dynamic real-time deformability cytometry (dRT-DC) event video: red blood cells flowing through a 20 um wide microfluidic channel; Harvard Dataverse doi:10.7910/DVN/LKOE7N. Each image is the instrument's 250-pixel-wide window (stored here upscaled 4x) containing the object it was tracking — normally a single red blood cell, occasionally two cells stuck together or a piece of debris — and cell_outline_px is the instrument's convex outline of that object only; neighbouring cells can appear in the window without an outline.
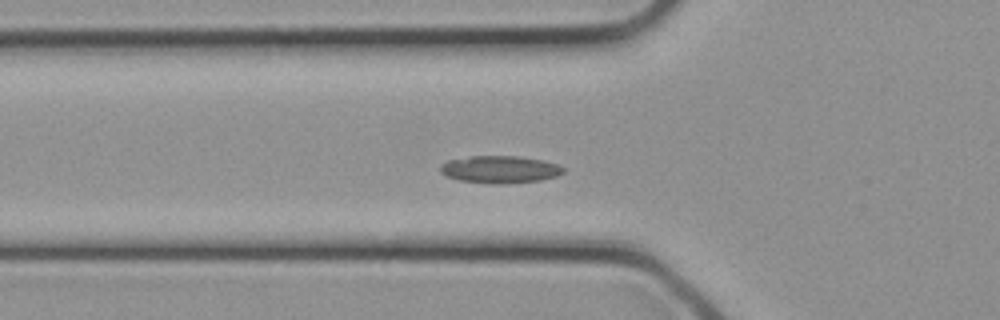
{"species": "common noctule bat (a hibernating species)", "species_latin": "Nyctalus noctula", "temperature_condition": "cold", "stored_images_in_passage": 32, "camera_frame_rate_fps": 3000, "um_per_image_px": 0.085, "animal": {"sex": "female", "body_mass_g": 21.9}, "frame": {"image": 1, "passage_image": 10, "time_ms": 3.0, "image_size_px": [1000, 320], "cell_outline_px": [[564, 172], [556, 176], [540, 180], [500, 184], [496, 184], [460, 180], [444, 176], [440, 172], [440, 164], [448, 160], [472, 156], [520, 156], [544, 160], [556, 164], [564, 168]], "centroid_in_image_um": [42.47, 14.39], "position_along_channel_um": 83.3, "area_um2": 19.59}}
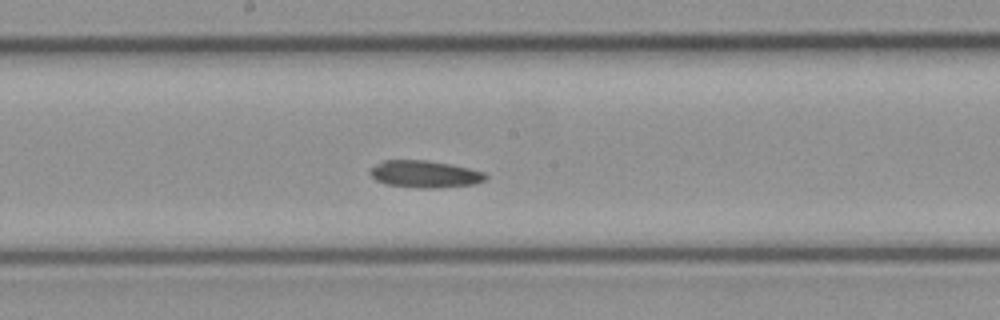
{"frame": {"image": 2, "passage_image": 16, "time_ms": 5.0, "image_size_px": [1000, 320], "cell_outline_px": [[488, 176], [484, 180], [472, 184], [436, 188], [420, 188], [388, 184], [376, 180], [368, 172], [368, 168], [384, 160], [428, 160], [468, 168], [484, 172]], "centroid_in_image_um": [36.06, 14.79], "position_along_channel_um": 212.1, "area_um2": 18.09}}
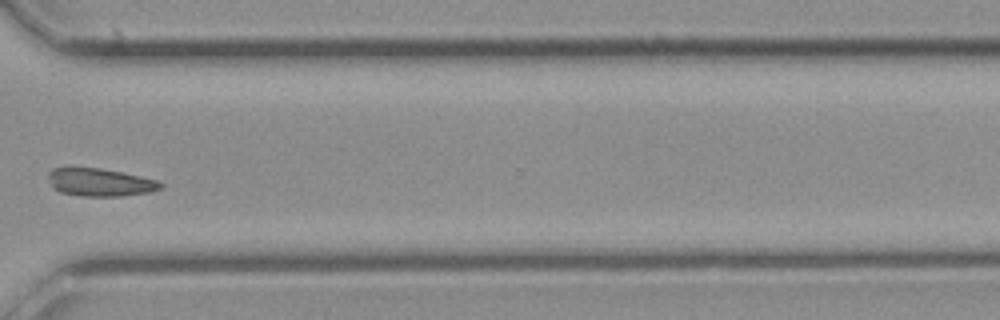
{"frame": {"image": 3, "passage_image": 23, "time_ms": 7.333, "image_size_px": [1000, 320], "cell_outline_px": [[164, 184], [160, 188], [148, 192], [120, 196], [80, 196], [60, 192], [52, 188], [48, 180], [48, 172], [52, 168], [72, 164], [100, 168], [140, 176], [156, 180]], "centroid_in_image_um": [8.37, 15.45], "position_along_channel_um": 362.2, "area_um2": 18.79}}